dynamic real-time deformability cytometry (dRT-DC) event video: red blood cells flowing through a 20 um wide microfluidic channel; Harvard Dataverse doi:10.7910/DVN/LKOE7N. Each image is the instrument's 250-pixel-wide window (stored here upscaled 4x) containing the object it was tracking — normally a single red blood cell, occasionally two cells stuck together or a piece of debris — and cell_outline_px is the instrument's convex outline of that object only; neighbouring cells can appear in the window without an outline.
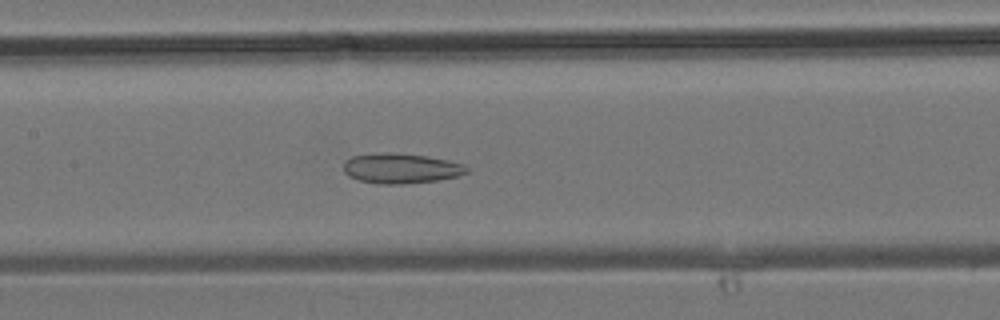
{"species": "common noctule bat (a hibernating species)", "species_latin": "Nyctalus noctula", "temperature_condition": "room temperature", "stored_images_in_passage": 38, "camera_frame_rate_fps": 3000, "um_per_image_px": 0.085, "animal": {"sex": "male", "body_mass_g": 19.2, "forearm_length_mm": 51.8}, "frame": {"image": 1, "passage_image": 18, "time_ms": 5.667, "image_size_px": [1000, 320], "cell_outline_px": [[468, 172], [456, 176], [436, 180], [400, 184], [380, 184], [360, 180], [348, 176], [344, 172], [344, 164], [352, 156], [396, 152], [424, 156], [448, 160], [464, 164], [468, 168]], "centroid_in_image_um": [34.09, 14.31], "position_along_channel_um": 173.3, "area_um2": 21.21}}
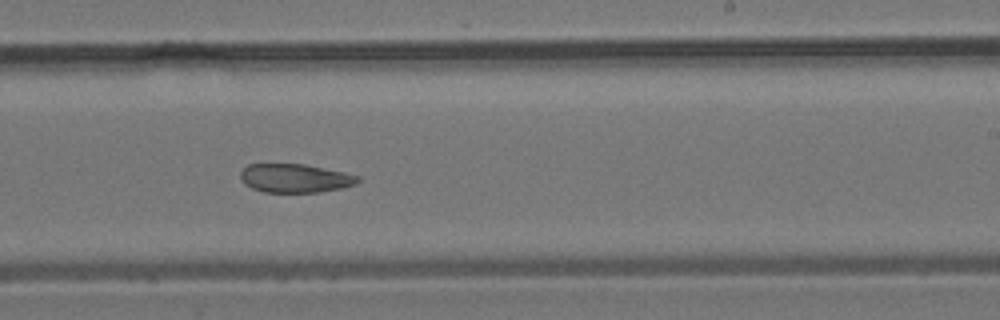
{"frame": {"image": 2, "passage_image": 23, "time_ms": 7.333, "image_size_px": [1000, 320], "cell_outline_px": [[360, 180], [356, 184], [340, 188], [320, 192], [264, 192], [252, 188], [244, 184], [240, 180], [240, 172], [248, 164], [304, 164], [344, 172], [360, 176]], "centroid_in_image_um": [25.06, 15.15], "position_along_channel_um": 263.9, "area_um2": 19.65}}
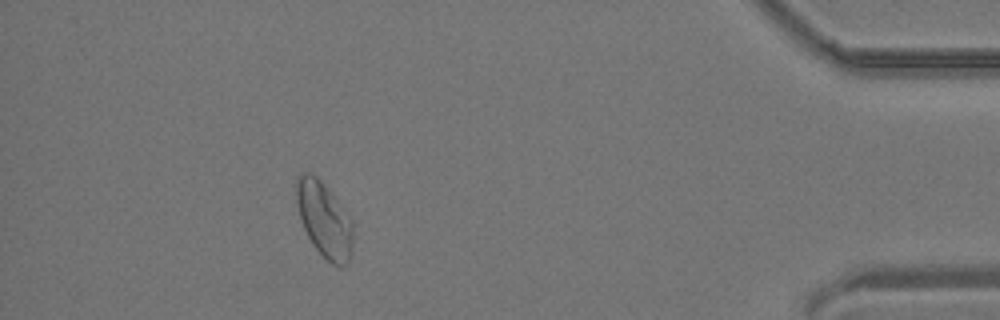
{"frame": {"image": 3, "passage_image": 34, "time_ms": 11.0, "image_size_px": [1000, 320], "cell_outline_px": [[352, 244], [348, 264], [340, 268], [332, 264], [312, 244], [300, 220], [296, 200], [296, 176], [300, 172], [308, 172], [316, 176], [324, 184], [352, 220]], "centroid_in_image_um": [27.54, 18.66], "position_along_channel_um": 407.7, "area_um2": 24.68}}